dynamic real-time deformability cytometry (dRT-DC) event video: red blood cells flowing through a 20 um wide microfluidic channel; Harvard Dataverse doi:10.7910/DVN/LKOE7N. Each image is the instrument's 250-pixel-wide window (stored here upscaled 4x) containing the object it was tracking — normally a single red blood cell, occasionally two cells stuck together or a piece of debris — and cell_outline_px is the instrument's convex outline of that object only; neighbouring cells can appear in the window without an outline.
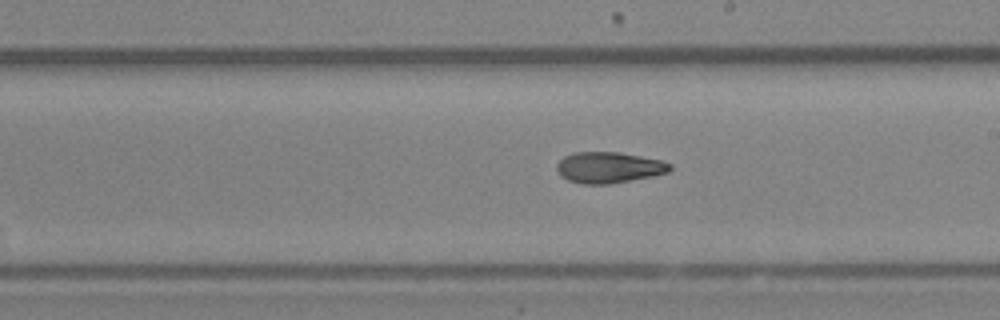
{"species": "Egyptian fruit bat (a non-hibernating species)", "species_latin": "Rousettus aegyptiacus", "temperature_condition": "room temperature", "stored_images_in_passage": 39, "camera_frame_rate_fps": 3000, "um_per_image_px": 0.085, "animal": {"sex": "female"}, "frame": {"image": 1, "passage_image": 28, "time_ms": 9.0, "image_size_px": [1000, 320], "cell_outline_px": [[672, 168], [668, 172], [652, 176], [608, 184], [584, 184], [568, 180], [560, 176], [556, 168], [556, 164], [564, 156], [572, 152], [616, 152], [640, 156], [660, 160], [672, 164]], "centroid_in_image_um": [51.72, 14.23], "position_along_channel_um": 237.3, "area_um2": 20.4}}
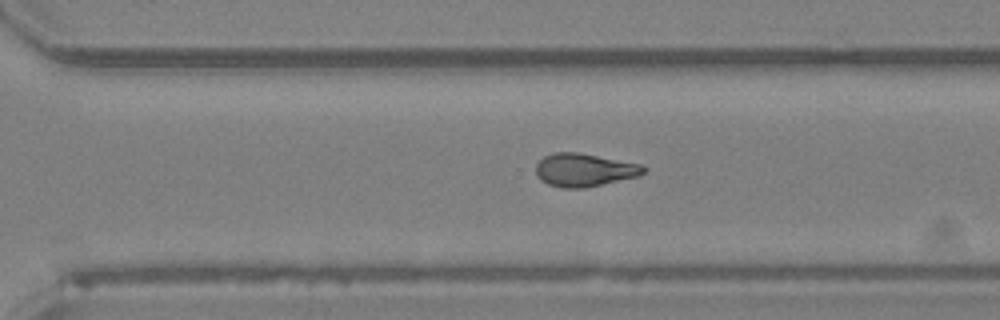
{"frame": {"image": 2, "passage_image": 34, "time_ms": 11.0, "image_size_px": [1000, 320], "cell_outline_px": [[648, 168], [640, 176], [584, 188], [564, 188], [548, 184], [540, 180], [536, 176], [536, 164], [544, 156], [552, 152], [580, 152], [640, 164]], "centroid_in_image_um": [49.66, 14.44], "position_along_channel_um": 320.9, "area_um2": 20.92}}